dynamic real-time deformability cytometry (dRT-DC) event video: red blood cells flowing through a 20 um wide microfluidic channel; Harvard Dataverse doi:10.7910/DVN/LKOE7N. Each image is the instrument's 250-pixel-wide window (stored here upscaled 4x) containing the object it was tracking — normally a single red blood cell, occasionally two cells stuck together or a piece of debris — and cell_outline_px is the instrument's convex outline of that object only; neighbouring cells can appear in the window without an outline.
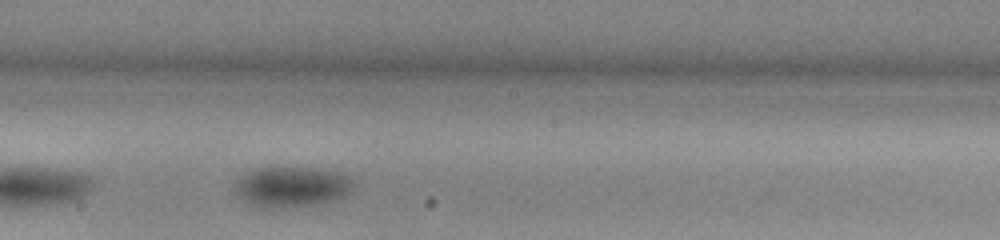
{"species": "common noctule bat (a hibernating species)", "species_latin": "Nyctalus noctula", "temperature_condition": "warm", "stored_images_in_passage": 28, "camera_frame_rate_fps": 3000, "um_per_image_px": 0.085, "animal": {"sex": "male", "body_mass_g": 13.0, "forearm_length_mm": 53.1}, "frame": {"image": 1, "passage_image": 13, "time_ms": 4.0, "image_size_px": [1000, 240], "cell_outline_px": [[352, 188], [344, 196], [332, 200], [312, 204], [264, 208], [252, 204], [244, 200], [236, 192], [236, 184], [252, 168], [276, 164], [308, 168], [336, 172], [348, 176], [352, 180]], "centroid_in_image_um": [24.76, 15.82], "position_along_channel_um": 223.4, "area_um2": 27.63}}
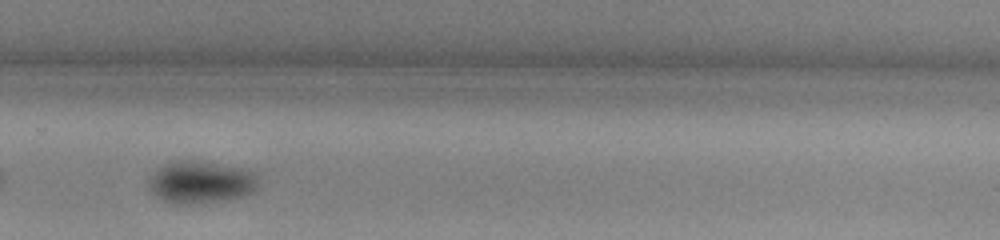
{"frame": {"image": 2, "passage_image": 20, "time_ms": 6.333, "image_size_px": [1000, 240], "cell_outline_px": [[260, 184], [252, 192], [240, 196], [192, 204], [176, 204], [164, 200], [152, 192], [148, 180], [164, 164], [176, 160], [200, 160], [248, 168], [256, 172]], "centroid_in_image_um": [17.13, 15.44], "position_along_channel_um": 312.7, "area_um2": 26.99}, "authors_computed_cell_mechanics": {"area_um2": 27.8596, "velocity_mm_per_s": 3.8413, "shape_relaxation_time_tau1_ms": 2.3202, "shape_relaxation_time_tau2_ms": null, "deformation_change_tau1": 0.0632, "deformation_change_tau2": null}}